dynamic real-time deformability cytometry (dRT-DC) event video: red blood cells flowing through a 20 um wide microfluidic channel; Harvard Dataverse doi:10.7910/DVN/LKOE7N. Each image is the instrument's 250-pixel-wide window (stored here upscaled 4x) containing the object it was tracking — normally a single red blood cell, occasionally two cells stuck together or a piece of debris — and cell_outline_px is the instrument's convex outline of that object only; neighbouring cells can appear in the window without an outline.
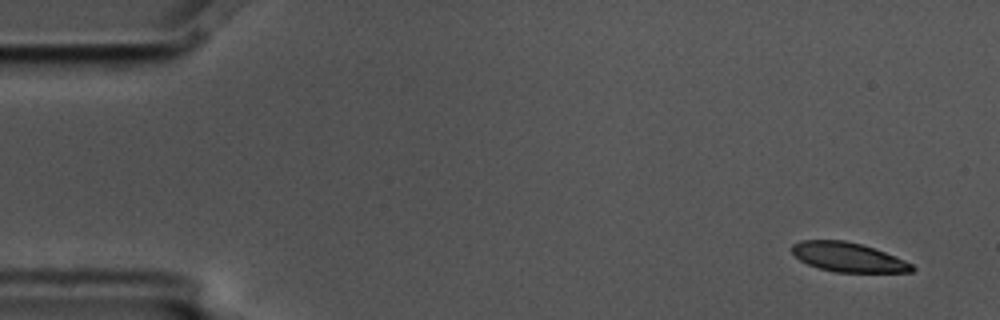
{"species": "common noctule bat (a hibernating species)", "species_latin": "Nyctalus noctula", "temperature_condition": "cold", "stored_images_in_passage": 5, "camera_frame_rate_fps": 3000, "um_per_image_px": 0.085, "animal": {"sex": "male", "body_mass_g": 17.5, "forearm_length_mm": 52.3}, "frame": {"image": 1, "passage_image": 1, "time_ms": 0.0, "image_size_px": [1000, 320], "cell_outline_px": [[916, 268], [912, 272], [836, 272], [820, 268], [808, 264], [800, 260], [792, 252], [792, 244], [800, 240], [844, 240], [860, 244], [884, 252], [904, 260], [912, 264]], "centroid_in_image_um": [72.08, 21.86], "position_along_channel_um": 12.9, "area_um2": 20.29}}
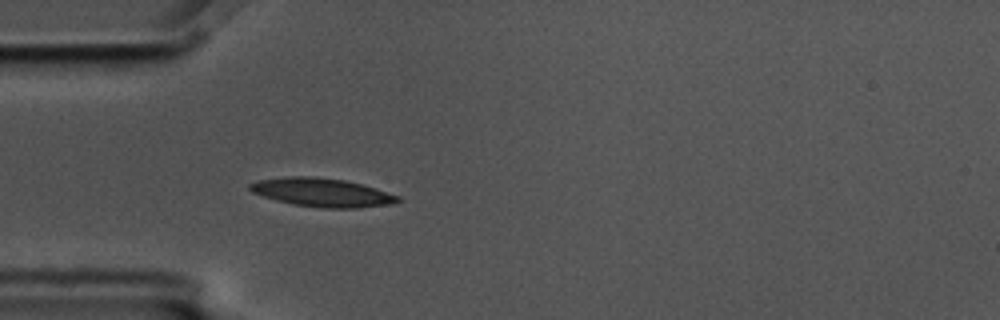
{"frame": {"image": 2, "passage_image": 5, "time_ms": 1.333, "image_size_px": [1000, 320], "cell_outline_px": [[400, 200], [392, 204], [356, 208], [324, 208], [292, 204], [276, 200], [252, 192], [248, 188], [248, 184], [260, 180], [288, 176], [308, 176], [344, 180], [360, 184], [400, 196]], "centroid_in_image_um": [27.35, 16.36], "position_along_channel_um": 57.6, "area_um2": 24.33}}